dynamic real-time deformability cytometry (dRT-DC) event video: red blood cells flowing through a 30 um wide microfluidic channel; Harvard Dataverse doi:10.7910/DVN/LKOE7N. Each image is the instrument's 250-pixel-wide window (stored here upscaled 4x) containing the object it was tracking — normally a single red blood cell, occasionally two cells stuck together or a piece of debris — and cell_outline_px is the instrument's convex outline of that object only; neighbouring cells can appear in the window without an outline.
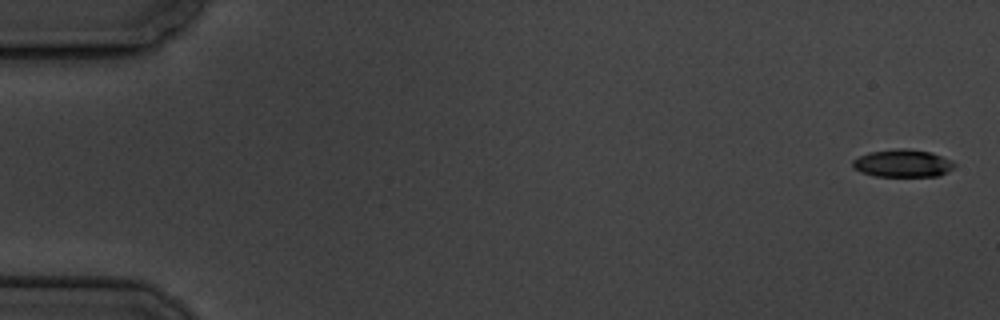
{"species": "common noctule bat (a hibernating species)", "species_latin": "Nyctalus noctula", "temperature_condition": "cold", "stored_images_in_passage": 5, "camera_frame_rate_fps": 3000, "um_per_image_px": 0.085, "animal": {"sex": "male", "body_mass_g": 19.5, "forearm_length_mm": 54.6}, "frame": {"image": 1, "passage_image": 1, "time_ms": 0.0, "image_size_px": [1000, 320], "cell_outline_px": [[956, 164], [948, 172], [940, 176], [876, 176], [860, 172], [852, 168], [852, 160], [868, 152], [896, 148], [908, 148], [932, 152], [952, 160]], "centroid_in_image_um": [76.73, 13.87], "position_along_channel_um": 8.3, "area_um2": 16.65}}
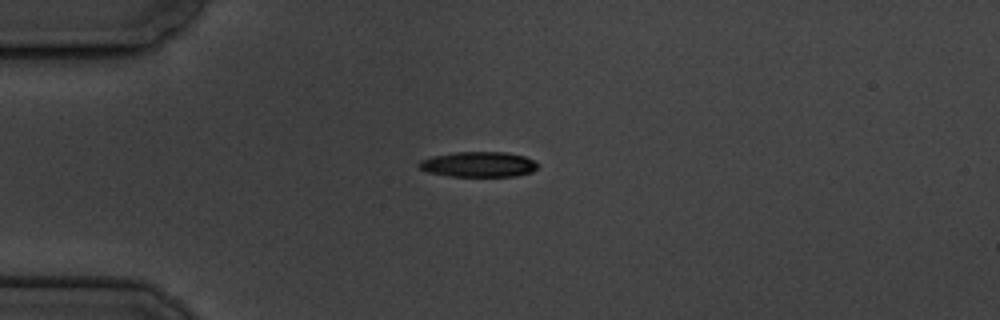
{"frame": {"image": 2, "passage_image": 5, "time_ms": 4.667, "image_size_px": [1000, 320], "cell_outline_px": [[540, 164], [532, 172], [516, 176], [448, 176], [428, 172], [420, 168], [416, 164], [420, 160], [432, 156], [456, 152], [508, 152], [524, 156]], "centroid_in_image_um": [40.67, 13.97], "position_along_channel_um": 44.3, "area_um2": 17.57}}